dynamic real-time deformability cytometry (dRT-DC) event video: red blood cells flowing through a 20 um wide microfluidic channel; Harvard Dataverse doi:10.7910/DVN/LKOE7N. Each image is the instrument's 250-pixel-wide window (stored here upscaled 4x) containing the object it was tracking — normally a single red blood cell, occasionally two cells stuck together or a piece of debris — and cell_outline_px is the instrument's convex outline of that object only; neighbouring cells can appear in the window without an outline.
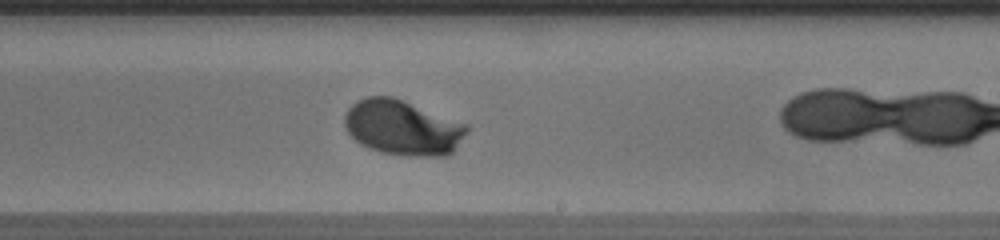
{"species": "human", "species_latin": "Homo sapiens", "temperature_condition": "warm", "stored_images_in_passage": 36, "camera_frame_rate_fps": 3000, "um_per_image_px": 0.085, "donor": {"sex": "male"}, "frame": {"image": 1, "passage_image": 26, "time_ms": 8.333, "image_size_px": [1000, 240], "cell_outline_px": [[468, 132], [452, 152], [448, 156], [408, 156], [380, 152], [368, 148], [360, 144], [348, 132], [344, 124], [344, 116], [348, 108], [352, 104], [368, 96], [392, 96], [468, 124]], "centroid_in_image_um": [34.23, 10.85], "position_along_channel_um": 254.8, "area_um2": 39.3}}